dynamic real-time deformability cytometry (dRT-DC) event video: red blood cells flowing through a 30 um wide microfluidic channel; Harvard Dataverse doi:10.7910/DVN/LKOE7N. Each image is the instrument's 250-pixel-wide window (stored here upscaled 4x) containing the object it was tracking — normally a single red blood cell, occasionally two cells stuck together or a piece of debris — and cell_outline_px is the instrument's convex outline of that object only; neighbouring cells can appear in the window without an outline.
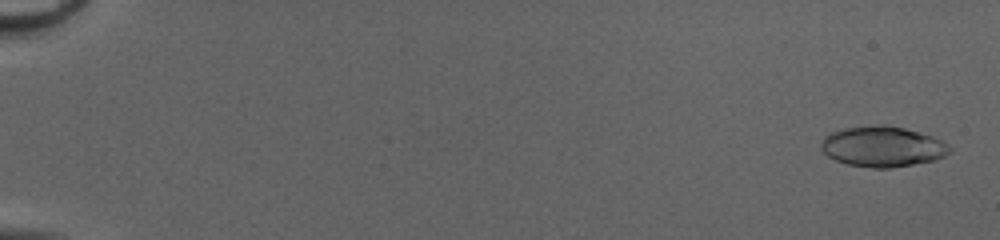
{"species": "common noctule bat (a hibernating species)", "species_latin": "Nyctalus noctula", "temperature_condition": "cold", "stored_images_in_passage": 52, "camera_frame_rate_fps": 3000, "um_per_image_px": 0.085, "animal": {"sex": "female", "body_mass_g": 20.0, "forearm_length_mm": 54.0}, "frame": {"image": 1, "passage_image": 2, "time_ms": 0.333, "image_size_px": [1000, 240], "cell_outline_px": [[952, 152], [936, 160], [892, 168], [872, 168], [848, 164], [836, 160], [828, 156], [820, 148], [820, 144], [824, 136], [832, 132], [844, 128], [884, 124], [904, 128], [932, 136], [940, 140], [952, 148]], "centroid_in_image_um": [75.02, 12.46], "position_along_channel_um": 10.0, "area_um2": 30.35}}
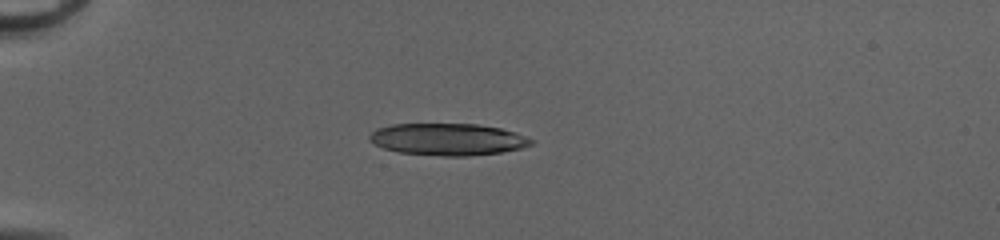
{"frame": {"image": 2, "passage_image": 16, "time_ms": 5.0, "image_size_px": [1000, 240], "cell_outline_px": [[536, 140], [532, 144], [520, 148], [500, 152], [468, 156], [444, 156], [396, 152], [384, 148], [368, 140], [368, 136], [376, 128], [392, 124], [476, 124], [500, 128]], "centroid_in_image_um": [38.02, 11.84], "position_along_channel_um": 47.0, "area_um2": 30.0}, "authors_computed_cell_mechanics": {"area_um2": 29.6225, "velocity_mm_per_s": 4.161, "shape_relaxation_time_tau1_ms": 6.2811, "shape_relaxation_time_tau2_ms": 1.469, "deformation_change_tau1": 0.2292, "deformation_change_tau2": 0.0545}}